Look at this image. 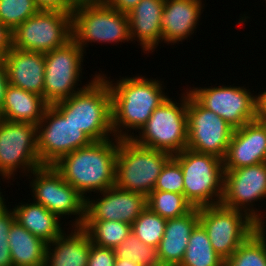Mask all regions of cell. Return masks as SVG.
<instances>
[{
  "mask_svg": "<svg viewBox=\"0 0 266 266\" xmlns=\"http://www.w3.org/2000/svg\"><path fill=\"white\" fill-rule=\"evenodd\" d=\"M198 214L213 249L224 260L260 227L246 212L222 204L199 207Z\"/></svg>",
  "mask_w": 266,
  "mask_h": 266,
  "instance_id": "7c38bea8",
  "label": "cell"
},
{
  "mask_svg": "<svg viewBox=\"0 0 266 266\" xmlns=\"http://www.w3.org/2000/svg\"><path fill=\"white\" fill-rule=\"evenodd\" d=\"M27 179L33 201L44 206L61 220L63 217L72 219L66 223L69 227H82L86 199L63 179L53 165H43L34 169L26 176Z\"/></svg>",
  "mask_w": 266,
  "mask_h": 266,
  "instance_id": "52a82bcc",
  "label": "cell"
},
{
  "mask_svg": "<svg viewBox=\"0 0 266 266\" xmlns=\"http://www.w3.org/2000/svg\"><path fill=\"white\" fill-rule=\"evenodd\" d=\"M39 10L71 13L75 7L72 0H34Z\"/></svg>",
  "mask_w": 266,
  "mask_h": 266,
  "instance_id": "8d00e7d4",
  "label": "cell"
},
{
  "mask_svg": "<svg viewBox=\"0 0 266 266\" xmlns=\"http://www.w3.org/2000/svg\"><path fill=\"white\" fill-rule=\"evenodd\" d=\"M15 221L14 213L9 207L0 214V266H13L8 233Z\"/></svg>",
  "mask_w": 266,
  "mask_h": 266,
  "instance_id": "e575fe53",
  "label": "cell"
},
{
  "mask_svg": "<svg viewBox=\"0 0 266 266\" xmlns=\"http://www.w3.org/2000/svg\"><path fill=\"white\" fill-rule=\"evenodd\" d=\"M12 48V32L0 21V59Z\"/></svg>",
  "mask_w": 266,
  "mask_h": 266,
  "instance_id": "74e56055",
  "label": "cell"
},
{
  "mask_svg": "<svg viewBox=\"0 0 266 266\" xmlns=\"http://www.w3.org/2000/svg\"><path fill=\"white\" fill-rule=\"evenodd\" d=\"M75 4L83 3V2H99L102 0H72Z\"/></svg>",
  "mask_w": 266,
  "mask_h": 266,
  "instance_id": "ee69618b",
  "label": "cell"
},
{
  "mask_svg": "<svg viewBox=\"0 0 266 266\" xmlns=\"http://www.w3.org/2000/svg\"><path fill=\"white\" fill-rule=\"evenodd\" d=\"M187 149L224 159L234 128L203 107L188 91Z\"/></svg>",
  "mask_w": 266,
  "mask_h": 266,
  "instance_id": "2e32d148",
  "label": "cell"
},
{
  "mask_svg": "<svg viewBox=\"0 0 266 266\" xmlns=\"http://www.w3.org/2000/svg\"><path fill=\"white\" fill-rule=\"evenodd\" d=\"M179 266H225V260L215 252L206 230L200 223L191 232Z\"/></svg>",
  "mask_w": 266,
  "mask_h": 266,
  "instance_id": "4316f807",
  "label": "cell"
},
{
  "mask_svg": "<svg viewBox=\"0 0 266 266\" xmlns=\"http://www.w3.org/2000/svg\"><path fill=\"white\" fill-rule=\"evenodd\" d=\"M164 0H141L127 15L131 42L141 48L145 55L157 51L162 44L161 16ZM160 44V45H159Z\"/></svg>",
  "mask_w": 266,
  "mask_h": 266,
  "instance_id": "ffe728a7",
  "label": "cell"
},
{
  "mask_svg": "<svg viewBox=\"0 0 266 266\" xmlns=\"http://www.w3.org/2000/svg\"><path fill=\"white\" fill-rule=\"evenodd\" d=\"M71 15L72 39L86 54V48L93 43H131L128 15L102 1L78 3Z\"/></svg>",
  "mask_w": 266,
  "mask_h": 266,
  "instance_id": "5b68a950",
  "label": "cell"
},
{
  "mask_svg": "<svg viewBox=\"0 0 266 266\" xmlns=\"http://www.w3.org/2000/svg\"><path fill=\"white\" fill-rule=\"evenodd\" d=\"M81 228L93 244L112 249L132 233V225L122 221H84Z\"/></svg>",
  "mask_w": 266,
  "mask_h": 266,
  "instance_id": "83f0119b",
  "label": "cell"
},
{
  "mask_svg": "<svg viewBox=\"0 0 266 266\" xmlns=\"http://www.w3.org/2000/svg\"><path fill=\"white\" fill-rule=\"evenodd\" d=\"M181 91V94H177L178 97L180 95L178 102L169 96L152 112L147 122L131 138L135 143L171 156L187 148L188 90L183 88Z\"/></svg>",
  "mask_w": 266,
  "mask_h": 266,
  "instance_id": "277c9868",
  "label": "cell"
},
{
  "mask_svg": "<svg viewBox=\"0 0 266 266\" xmlns=\"http://www.w3.org/2000/svg\"><path fill=\"white\" fill-rule=\"evenodd\" d=\"M225 266H266V226H260L240 244L225 260Z\"/></svg>",
  "mask_w": 266,
  "mask_h": 266,
  "instance_id": "f1b7e54d",
  "label": "cell"
},
{
  "mask_svg": "<svg viewBox=\"0 0 266 266\" xmlns=\"http://www.w3.org/2000/svg\"><path fill=\"white\" fill-rule=\"evenodd\" d=\"M9 85L7 69L4 59H0V109L5 99L6 88Z\"/></svg>",
  "mask_w": 266,
  "mask_h": 266,
  "instance_id": "ab89813d",
  "label": "cell"
},
{
  "mask_svg": "<svg viewBox=\"0 0 266 266\" xmlns=\"http://www.w3.org/2000/svg\"><path fill=\"white\" fill-rule=\"evenodd\" d=\"M258 119L265 125L266 127V117H258Z\"/></svg>",
  "mask_w": 266,
  "mask_h": 266,
  "instance_id": "f6af8a7d",
  "label": "cell"
},
{
  "mask_svg": "<svg viewBox=\"0 0 266 266\" xmlns=\"http://www.w3.org/2000/svg\"><path fill=\"white\" fill-rule=\"evenodd\" d=\"M146 207L144 195L114 185L86 199L84 221H122L132 225Z\"/></svg>",
  "mask_w": 266,
  "mask_h": 266,
  "instance_id": "e0dca14e",
  "label": "cell"
},
{
  "mask_svg": "<svg viewBox=\"0 0 266 266\" xmlns=\"http://www.w3.org/2000/svg\"><path fill=\"white\" fill-rule=\"evenodd\" d=\"M266 163V127L259 120L234 129L223 159L224 170Z\"/></svg>",
  "mask_w": 266,
  "mask_h": 266,
  "instance_id": "ac0fdd59",
  "label": "cell"
},
{
  "mask_svg": "<svg viewBox=\"0 0 266 266\" xmlns=\"http://www.w3.org/2000/svg\"><path fill=\"white\" fill-rule=\"evenodd\" d=\"M224 171L221 204L244 211L260 226H266V210L262 208L266 205V163Z\"/></svg>",
  "mask_w": 266,
  "mask_h": 266,
  "instance_id": "5bb4252c",
  "label": "cell"
},
{
  "mask_svg": "<svg viewBox=\"0 0 266 266\" xmlns=\"http://www.w3.org/2000/svg\"><path fill=\"white\" fill-rule=\"evenodd\" d=\"M141 0H102L104 4L122 12L128 13L132 10Z\"/></svg>",
  "mask_w": 266,
  "mask_h": 266,
  "instance_id": "f35d334b",
  "label": "cell"
},
{
  "mask_svg": "<svg viewBox=\"0 0 266 266\" xmlns=\"http://www.w3.org/2000/svg\"><path fill=\"white\" fill-rule=\"evenodd\" d=\"M171 157L169 153L141 146L132 139H119L115 186L147 197Z\"/></svg>",
  "mask_w": 266,
  "mask_h": 266,
  "instance_id": "8992f818",
  "label": "cell"
},
{
  "mask_svg": "<svg viewBox=\"0 0 266 266\" xmlns=\"http://www.w3.org/2000/svg\"><path fill=\"white\" fill-rule=\"evenodd\" d=\"M167 219L146 207L132 223V233L144 244L158 248Z\"/></svg>",
  "mask_w": 266,
  "mask_h": 266,
  "instance_id": "4dcf8cb0",
  "label": "cell"
},
{
  "mask_svg": "<svg viewBox=\"0 0 266 266\" xmlns=\"http://www.w3.org/2000/svg\"><path fill=\"white\" fill-rule=\"evenodd\" d=\"M114 266H141L129 259L116 258Z\"/></svg>",
  "mask_w": 266,
  "mask_h": 266,
  "instance_id": "b9f144b4",
  "label": "cell"
},
{
  "mask_svg": "<svg viewBox=\"0 0 266 266\" xmlns=\"http://www.w3.org/2000/svg\"><path fill=\"white\" fill-rule=\"evenodd\" d=\"M172 157L181 166L184 196L193 207L221 204L225 172L222 159L187 148Z\"/></svg>",
  "mask_w": 266,
  "mask_h": 266,
  "instance_id": "ba28073f",
  "label": "cell"
},
{
  "mask_svg": "<svg viewBox=\"0 0 266 266\" xmlns=\"http://www.w3.org/2000/svg\"><path fill=\"white\" fill-rule=\"evenodd\" d=\"M100 74L110 85L112 99V128L118 139H131L150 118L152 112L168 97L164 78H148L140 73L111 79ZM118 79V80H117ZM135 131V133H134Z\"/></svg>",
  "mask_w": 266,
  "mask_h": 266,
  "instance_id": "6da1fadb",
  "label": "cell"
},
{
  "mask_svg": "<svg viewBox=\"0 0 266 266\" xmlns=\"http://www.w3.org/2000/svg\"><path fill=\"white\" fill-rule=\"evenodd\" d=\"M196 86L187 85L189 93L206 109L215 112L234 129L258 119V94L251 92L249 86L220 85ZM189 87V88H188ZM192 87V88H191Z\"/></svg>",
  "mask_w": 266,
  "mask_h": 266,
  "instance_id": "8fae6325",
  "label": "cell"
},
{
  "mask_svg": "<svg viewBox=\"0 0 266 266\" xmlns=\"http://www.w3.org/2000/svg\"><path fill=\"white\" fill-rule=\"evenodd\" d=\"M53 105L92 141L115 137L110 85L101 74L83 90Z\"/></svg>",
  "mask_w": 266,
  "mask_h": 266,
  "instance_id": "3957f363",
  "label": "cell"
},
{
  "mask_svg": "<svg viewBox=\"0 0 266 266\" xmlns=\"http://www.w3.org/2000/svg\"><path fill=\"white\" fill-rule=\"evenodd\" d=\"M258 94V117H266V88L259 90Z\"/></svg>",
  "mask_w": 266,
  "mask_h": 266,
  "instance_id": "60d3db41",
  "label": "cell"
},
{
  "mask_svg": "<svg viewBox=\"0 0 266 266\" xmlns=\"http://www.w3.org/2000/svg\"><path fill=\"white\" fill-rule=\"evenodd\" d=\"M153 191H166L184 195V177L181 166L173 157L163 166Z\"/></svg>",
  "mask_w": 266,
  "mask_h": 266,
  "instance_id": "836d02e7",
  "label": "cell"
},
{
  "mask_svg": "<svg viewBox=\"0 0 266 266\" xmlns=\"http://www.w3.org/2000/svg\"><path fill=\"white\" fill-rule=\"evenodd\" d=\"M13 266H45L47 243L17 221L8 233Z\"/></svg>",
  "mask_w": 266,
  "mask_h": 266,
  "instance_id": "484cf974",
  "label": "cell"
},
{
  "mask_svg": "<svg viewBox=\"0 0 266 266\" xmlns=\"http://www.w3.org/2000/svg\"><path fill=\"white\" fill-rule=\"evenodd\" d=\"M116 258L129 259L141 266H160L157 248L141 242L131 233L115 249Z\"/></svg>",
  "mask_w": 266,
  "mask_h": 266,
  "instance_id": "1f68e13d",
  "label": "cell"
},
{
  "mask_svg": "<svg viewBox=\"0 0 266 266\" xmlns=\"http://www.w3.org/2000/svg\"><path fill=\"white\" fill-rule=\"evenodd\" d=\"M37 126V150L42 165H53L61 157L92 140L52 104Z\"/></svg>",
  "mask_w": 266,
  "mask_h": 266,
  "instance_id": "9a60e30c",
  "label": "cell"
},
{
  "mask_svg": "<svg viewBox=\"0 0 266 266\" xmlns=\"http://www.w3.org/2000/svg\"><path fill=\"white\" fill-rule=\"evenodd\" d=\"M204 7V0H164L161 16L163 47L166 43L173 49V45L183 44L184 40L196 35Z\"/></svg>",
  "mask_w": 266,
  "mask_h": 266,
  "instance_id": "d6986e66",
  "label": "cell"
},
{
  "mask_svg": "<svg viewBox=\"0 0 266 266\" xmlns=\"http://www.w3.org/2000/svg\"><path fill=\"white\" fill-rule=\"evenodd\" d=\"M41 166L37 150V126L1 119L0 180L7 184L20 177L25 179V176Z\"/></svg>",
  "mask_w": 266,
  "mask_h": 266,
  "instance_id": "30bf717a",
  "label": "cell"
},
{
  "mask_svg": "<svg viewBox=\"0 0 266 266\" xmlns=\"http://www.w3.org/2000/svg\"><path fill=\"white\" fill-rule=\"evenodd\" d=\"M49 104L36 93L8 85L0 109L1 119L37 125Z\"/></svg>",
  "mask_w": 266,
  "mask_h": 266,
  "instance_id": "d4e9b609",
  "label": "cell"
},
{
  "mask_svg": "<svg viewBox=\"0 0 266 266\" xmlns=\"http://www.w3.org/2000/svg\"><path fill=\"white\" fill-rule=\"evenodd\" d=\"M115 261L114 249L91 243L87 266H114Z\"/></svg>",
  "mask_w": 266,
  "mask_h": 266,
  "instance_id": "d590c367",
  "label": "cell"
},
{
  "mask_svg": "<svg viewBox=\"0 0 266 266\" xmlns=\"http://www.w3.org/2000/svg\"><path fill=\"white\" fill-rule=\"evenodd\" d=\"M199 223L198 208L189 213L167 219L164 236L157 248L160 266H179L184 257L192 230Z\"/></svg>",
  "mask_w": 266,
  "mask_h": 266,
  "instance_id": "7402d4cb",
  "label": "cell"
},
{
  "mask_svg": "<svg viewBox=\"0 0 266 266\" xmlns=\"http://www.w3.org/2000/svg\"><path fill=\"white\" fill-rule=\"evenodd\" d=\"M147 207L165 219H172L189 213L194 207L183 194L152 191L146 197Z\"/></svg>",
  "mask_w": 266,
  "mask_h": 266,
  "instance_id": "f546056e",
  "label": "cell"
},
{
  "mask_svg": "<svg viewBox=\"0 0 266 266\" xmlns=\"http://www.w3.org/2000/svg\"><path fill=\"white\" fill-rule=\"evenodd\" d=\"M71 39V13L40 10L13 30L12 47L45 54Z\"/></svg>",
  "mask_w": 266,
  "mask_h": 266,
  "instance_id": "4fadbf2b",
  "label": "cell"
},
{
  "mask_svg": "<svg viewBox=\"0 0 266 266\" xmlns=\"http://www.w3.org/2000/svg\"><path fill=\"white\" fill-rule=\"evenodd\" d=\"M9 84L43 97V53L11 48L4 58Z\"/></svg>",
  "mask_w": 266,
  "mask_h": 266,
  "instance_id": "44dd1931",
  "label": "cell"
},
{
  "mask_svg": "<svg viewBox=\"0 0 266 266\" xmlns=\"http://www.w3.org/2000/svg\"><path fill=\"white\" fill-rule=\"evenodd\" d=\"M119 139L92 141L61 157L53 167L85 199L115 185ZM93 192V193H92Z\"/></svg>",
  "mask_w": 266,
  "mask_h": 266,
  "instance_id": "7a4b0ae2",
  "label": "cell"
},
{
  "mask_svg": "<svg viewBox=\"0 0 266 266\" xmlns=\"http://www.w3.org/2000/svg\"><path fill=\"white\" fill-rule=\"evenodd\" d=\"M91 240L81 227H68L47 243L45 266H87Z\"/></svg>",
  "mask_w": 266,
  "mask_h": 266,
  "instance_id": "603a6c76",
  "label": "cell"
},
{
  "mask_svg": "<svg viewBox=\"0 0 266 266\" xmlns=\"http://www.w3.org/2000/svg\"><path fill=\"white\" fill-rule=\"evenodd\" d=\"M85 56L84 51L73 39L44 54L43 98L49 105L83 90L100 74V71H96L95 75L91 74V80L89 79L84 84L81 83L84 78L82 74L85 73L82 72L85 66L83 63Z\"/></svg>",
  "mask_w": 266,
  "mask_h": 266,
  "instance_id": "9c48e42d",
  "label": "cell"
},
{
  "mask_svg": "<svg viewBox=\"0 0 266 266\" xmlns=\"http://www.w3.org/2000/svg\"><path fill=\"white\" fill-rule=\"evenodd\" d=\"M1 190H5V189L0 188V214L9 206V203H10V202H8V205H7L6 202L8 201V197H6L7 198V200H6L4 197L5 194L3 195V193H5L6 191L3 192Z\"/></svg>",
  "mask_w": 266,
  "mask_h": 266,
  "instance_id": "7bdbcfd3",
  "label": "cell"
},
{
  "mask_svg": "<svg viewBox=\"0 0 266 266\" xmlns=\"http://www.w3.org/2000/svg\"><path fill=\"white\" fill-rule=\"evenodd\" d=\"M39 11L34 0H0V21L11 32Z\"/></svg>",
  "mask_w": 266,
  "mask_h": 266,
  "instance_id": "d6a6232c",
  "label": "cell"
},
{
  "mask_svg": "<svg viewBox=\"0 0 266 266\" xmlns=\"http://www.w3.org/2000/svg\"><path fill=\"white\" fill-rule=\"evenodd\" d=\"M10 209L16 221L31 234L43 239L46 243L53 242L68 228L57 215L49 212L44 206L36 203L31 198L27 202H18ZM65 226V227H63ZM66 229V230H65Z\"/></svg>",
  "mask_w": 266,
  "mask_h": 266,
  "instance_id": "cb8c5ba5",
  "label": "cell"
}]
</instances>
